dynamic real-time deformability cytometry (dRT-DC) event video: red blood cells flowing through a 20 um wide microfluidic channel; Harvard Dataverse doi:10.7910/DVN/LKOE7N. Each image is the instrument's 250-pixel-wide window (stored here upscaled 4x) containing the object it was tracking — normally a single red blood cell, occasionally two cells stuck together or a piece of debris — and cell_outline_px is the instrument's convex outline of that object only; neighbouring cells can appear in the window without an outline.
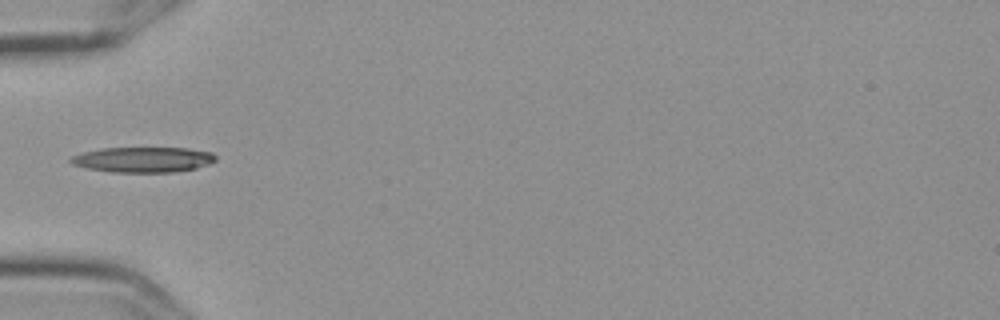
{"species": "Egyptian fruit bat (a non-hibernating species)", "species_latin": "Rousettus aegyptiacus", "temperature_condition": "cold", "stored_images_in_passage": 38, "camera_frame_rate_fps": 3000, "um_per_image_px": 0.085, "frame": {"image": 1, "passage_image": 1, "time_ms": 0.0, "image_size_px": [1000, 320], "cell_outline_px": [[216, 160], [208, 164], [196, 168], [172, 172], [112, 172], [88, 168], [72, 164], [68, 160], [72, 156], [80, 152], [100, 148], [188, 148], [212, 152], [216, 156]], "centroid_in_image_um": [12.14, 13.56], "position_along_channel_um": 72.9, "area_um2": 21.44}}
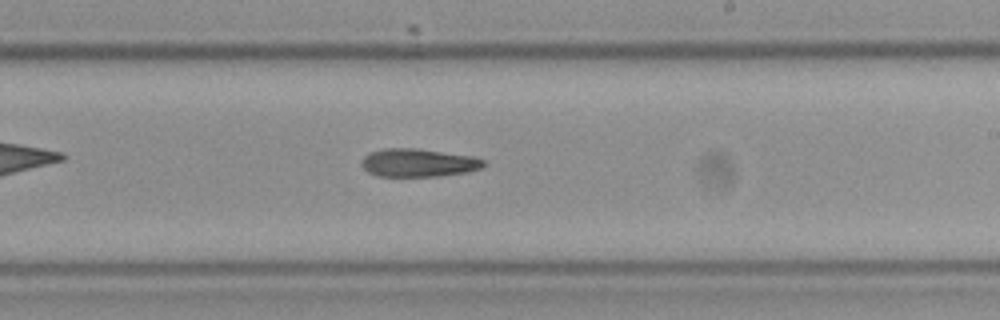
{"frame": {"image": 2, "passage_image": 16, "time_ms": 5.0, "image_size_px": [1000, 320], "cell_outline_px": [[484, 164], [480, 168], [468, 172], [440, 176], [380, 176], [368, 172], [364, 168], [364, 156], [368, 152], [384, 148], [416, 148], [472, 156], [484, 160]], "centroid_in_image_um": [35.56, 13.83], "position_along_channel_um": 253.4, "area_um2": 19.83}}
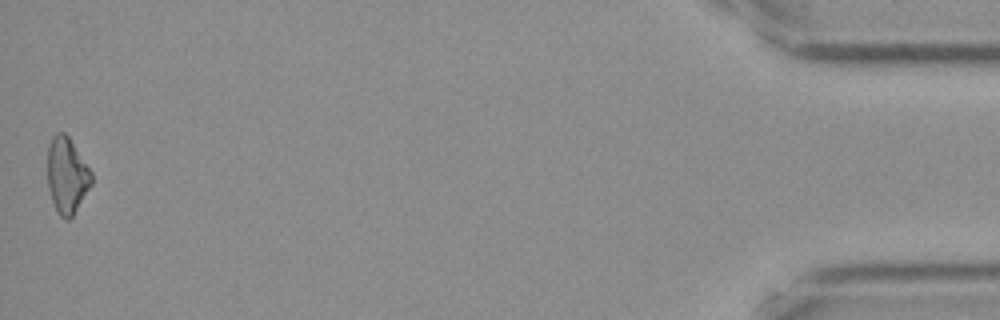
{"frame": {"image": 3, "passage_image": 38, "time_ms": 12.333, "image_size_px": [1000, 320], "cell_outline_px": [[92, 184], [72, 216], [68, 220], [64, 220], [60, 216], [52, 200], [48, 188], [48, 144], [52, 136], [56, 132], [64, 132], [68, 136], [92, 172]], "centroid_in_image_um": [5.68, 14.89], "position_along_channel_um": 429.5, "area_um2": 19.36}, "authors_computed_cell_mechanics": {"area_um2": 19.9699, "velocity_mm_per_s": 3.6, "shape_relaxation_time_tau1_ms": 8.0978, "shape_relaxation_time_tau2_ms": null, "deformation_change_tau1": 0.1779, "deformation_change_tau2": null}}